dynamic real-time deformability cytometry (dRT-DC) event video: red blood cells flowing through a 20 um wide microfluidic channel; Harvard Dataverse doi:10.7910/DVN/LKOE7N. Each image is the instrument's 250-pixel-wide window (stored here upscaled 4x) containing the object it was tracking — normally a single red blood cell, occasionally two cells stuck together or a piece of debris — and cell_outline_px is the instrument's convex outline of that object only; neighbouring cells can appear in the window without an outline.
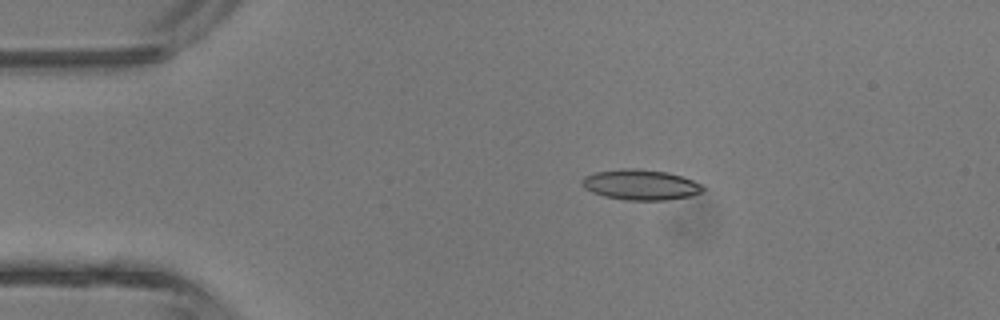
{"species": "common noctule bat (a hibernating species)", "species_latin": "Nyctalus noctula", "temperature_condition": "room temperature", "stored_images_in_passage": 4, "camera_frame_rate_fps": 3000, "um_per_image_px": 0.085, "animal": {"sex": "male", "body_mass_g": 13.3}, "frame": {"image": 1, "passage_image": 2, "time_ms": 2.0, "image_size_px": [1000, 320], "cell_outline_px": [[704, 188], [700, 192], [692, 196], [668, 200], [624, 200], [604, 196], [592, 192], [584, 188], [580, 180], [584, 176], [596, 172], [620, 168], [636, 168], [668, 172], [692, 180], [700, 184]], "centroid_in_image_um": [54.42, 15.7], "position_along_channel_um": 30.6, "area_um2": 21.5}}
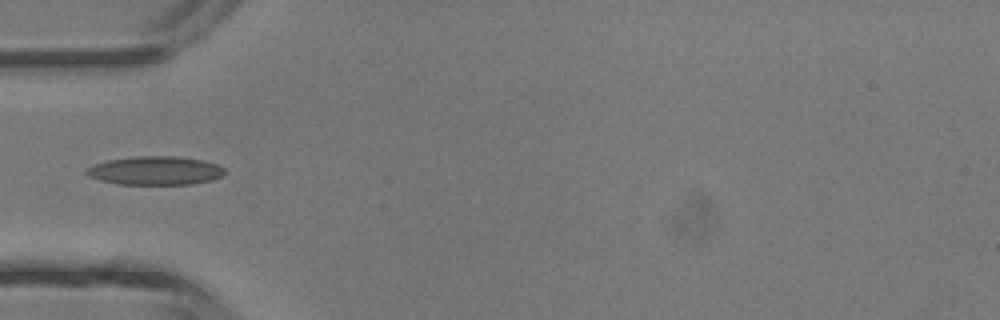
{"frame": {"image": 2, "passage_image": 4, "time_ms": 4.0, "image_size_px": [1000, 320], "cell_outline_px": [[224, 172], [220, 176], [212, 180], [192, 184], [116, 184], [100, 180], [88, 176], [84, 172], [88, 168], [96, 164], [108, 160], [132, 156], [176, 156], [204, 160], [216, 164], [224, 168]], "centroid_in_image_um": [13.19, 14.5], "position_along_channel_um": 71.8, "area_um2": 23.0}}